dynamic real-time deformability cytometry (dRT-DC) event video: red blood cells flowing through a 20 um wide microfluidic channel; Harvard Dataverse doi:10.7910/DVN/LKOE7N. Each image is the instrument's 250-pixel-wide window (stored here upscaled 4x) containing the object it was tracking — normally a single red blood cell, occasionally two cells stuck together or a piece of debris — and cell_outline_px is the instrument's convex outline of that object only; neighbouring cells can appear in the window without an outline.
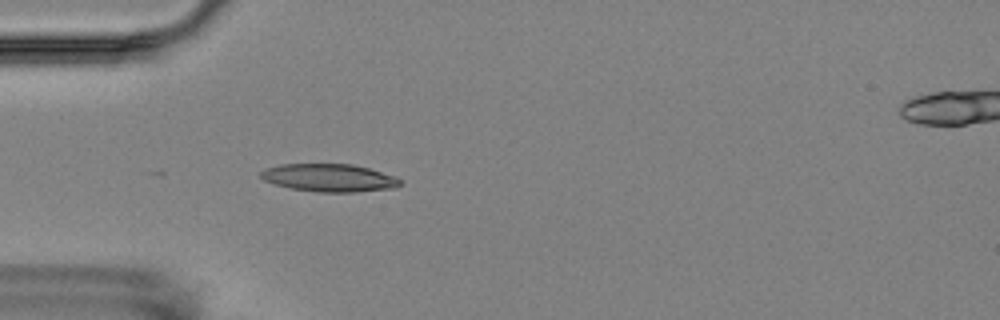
{"species": "Egyptian fruit bat (a non-hibernating species)", "species_latin": "Rousettus aegyptiacus", "temperature_condition": "room temperature", "stored_images_in_passage": 4, "camera_frame_rate_fps": 3000, "um_per_image_px": 0.085, "animal": {"sex": "female"}, "frame": {"image": 1, "passage_image": 3, "time_ms": 2.333, "image_size_px": [1000, 320], "cell_outline_px": [[404, 184], [392, 188], [356, 192], [316, 192], [292, 188], [276, 184], [264, 180], [260, 176], [260, 172], [264, 168], [280, 164], [352, 164], [368, 168], [404, 180]], "centroid_in_image_um": [27.98, 15.11], "position_along_channel_um": 57.0, "area_um2": 22.54}}